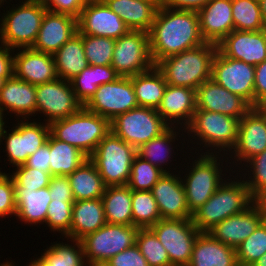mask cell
Here are the masks:
<instances>
[{"instance_id":"5","label":"cell","mask_w":266,"mask_h":266,"mask_svg":"<svg viewBox=\"0 0 266 266\" xmlns=\"http://www.w3.org/2000/svg\"><path fill=\"white\" fill-rule=\"evenodd\" d=\"M192 157V160H194L192 165H187V168H189L185 169L187 174L185 173V176L180 175V177L184 185L189 211L193 214L210 199L225 181L226 172L231 174L227 170L233 171L222 164L224 160L227 164L228 155L221 154L220 156V154H204L201 152L199 156H196L197 159H194L195 156ZM223 167L225 171H223Z\"/></svg>"},{"instance_id":"52","label":"cell","mask_w":266,"mask_h":266,"mask_svg":"<svg viewBox=\"0 0 266 266\" xmlns=\"http://www.w3.org/2000/svg\"><path fill=\"white\" fill-rule=\"evenodd\" d=\"M49 11L79 18L87 0H42Z\"/></svg>"},{"instance_id":"30","label":"cell","mask_w":266,"mask_h":266,"mask_svg":"<svg viewBox=\"0 0 266 266\" xmlns=\"http://www.w3.org/2000/svg\"><path fill=\"white\" fill-rule=\"evenodd\" d=\"M107 223L102 198L73 203L70 239L81 240Z\"/></svg>"},{"instance_id":"24","label":"cell","mask_w":266,"mask_h":266,"mask_svg":"<svg viewBox=\"0 0 266 266\" xmlns=\"http://www.w3.org/2000/svg\"><path fill=\"white\" fill-rule=\"evenodd\" d=\"M77 31L76 18L47 10L31 48L54 55Z\"/></svg>"},{"instance_id":"13","label":"cell","mask_w":266,"mask_h":266,"mask_svg":"<svg viewBox=\"0 0 266 266\" xmlns=\"http://www.w3.org/2000/svg\"><path fill=\"white\" fill-rule=\"evenodd\" d=\"M264 150H266V108L252 107L239 120L237 142L227 154L230 156L228 160L229 158L233 160L228 164L232 165L226 166L232 170L238 166L236 169H239L241 165L243 166L249 159Z\"/></svg>"},{"instance_id":"42","label":"cell","mask_w":266,"mask_h":266,"mask_svg":"<svg viewBox=\"0 0 266 266\" xmlns=\"http://www.w3.org/2000/svg\"><path fill=\"white\" fill-rule=\"evenodd\" d=\"M241 167V169L237 171L235 169L234 171L238 172V174L242 175L241 177L246 180L245 183L251 196L256 201H266V150L253 156ZM242 169L245 173L242 172ZM239 172H242V174ZM247 174L250 176L248 177Z\"/></svg>"},{"instance_id":"54","label":"cell","mask_w":266,"mask_h":266,"mask_svg":"<svg viewBox=\"0 0 266 266\" xmlns=\"http://www.w3.org/2000/svg\"><path fill=\"white\" fill-rule=\"evenodd\" d=\"M21 166H28L50 173V144L46 142L42 147L38 148Z\"/></svg>"},{"instance_id":"7","label":"cell","mask_w":266,"mask_h":266,"mask_svg":"<svg viewBox=\"0 0 266 266\" xmlns=\"http://www.w3.org/2000/svg\"><path fill=\"white\" fill-rule=\"evenodd\" d=\"M0 14V42L12 49L30 48L48 10L42 0H23Z\"/></svg>"},{"instance_id":"18","label":"cell","mask_w":266,"mask_h":266,"mask_svg":"<svg viewBox=\"0 0 266 266\" xmlns=\"http://www.w3.org/2000/svg\"><path fill=\"white\" fill-rule=\"evenodd\" d=\"M77 28L82 35L114 40L130 31L121 17L113 12L103 0H87L77 19Z\"/></svg>"},{"instance_id":"28","label":"cell","mask_w":266,"mask_h":266,"mask_svg":"<svg viewBox=\"0 0 266 266\" xmlns=\"http://www.w3.org/2000/svg\"><path fill=\"white\" fill-rule=\"evenodd\" d=\"M188 266H238L236 249L200 232L194 243Z\"/></svg>"},{"instance_id":"25","label":"cell","mask_w":266,"mask_h":266,"mask_svg":"<svg viewBox=\"0 0 266 266\" xmlns=\"http://www.w3.org/2000/svg\"><path fill=\"white\" fill-rule=\"evenodd\" d=\"M196 109L195 89L167 84L156 110L170 126L185 128L191 122Z\"/></svg>"},{"instance_id":"4","label":"cell","mask_w":266,"mask_h":266,"mask_svg":"<svg viewBox=\"0 0 266 266\" xmlns=\"http://www.w3.org/2000/svg\"><path fill=\"white\" fill-rule=\"evenodd\" d=\"M238 125L237 118L218 112L196 110L191 122L185 127L184 133H187L190 140L187 139V143L191 141L193 143L195 138L197 142L193 144L203 146V149L201 147L197 150L196 155H199V151L204 150V147L207 148L204 154L221 155L223 151L222 154L226 155L231 152L237 142Z\"/></svg>"},{"instance_id":"57","label":"cell","mask_w":266,"mask_h":266,"mask_svg":"<svg viewBox=\"0 0 266 266\" xmlns=\"http://www.w3.org/2000/svg\"><path fill=\"white\" fill-rule=\"evenodd\" d=\"M30 261L31 262L28 264V266H47L43 259L40 256L38 257V255L35 259Z\"/></svg>"},{"instance_id":"50","label":"cell","mask_w":266,"mask_h":266,"mask_svg":"<svg viewBox=\"0 0 266 266\" xmlns=\"http://www.w3.org/2000/svg\"><path fill=\"white\" fill-rule=\"evenodd\" d=\"M48 189L52 201L75 202L68 176H52Z\"/></svg>"},{"instance_id":"21","label":"cell","mask_w":266,"mask_h":266,"mask_svg":"<svg viewBox=\"0 0 266 266\" xmlns=\"http://www.w3.org/2000/svg\"><path fill=\"white\" fill-rule=\"evenodd\" d=\"M226 57L256 66L266 60V29L260 31L233 30L219 44Z\"/></svg>"},{"instance_id":"65","label":"cell","mask_w":266,"mask_h":266,"mask_svg":"<svg viewBox=\"0 0 266 266\" xmlns=\"http://www.w3.org/2000/svg\"><path fill=\"white\" fill-rule=\"evenodd\" d=\"M87 266H90V265H87ZM92 266H104V263H98V264H95V265H92Z\"/></svg>"},{"instance_id":"56","label":"cell","mask_w":266,"mask_h":266,"mask_svg":"<svg viewBox=\"0 0 266 266\" xmlns=\"http://www.w3.org/2000/svg\"><path fill=\"white\" fill-rule=\"evenodd\" d=\"M13 54L14 49L0 42V77L4 80L13 76Z\"/></svg>"},{"instance_id":"23","label":"cell","mask_w":266,"mask_h":266,"mask_svg":"<svg viewBox=\"0 0 266 266\" xmlns=\"http://www.w3.org/2000/svg\"><path fill=\"white\" fill-rule=\"evenodd\" d=\"M18 50V51H17ZM13 75L33 85L43 84L58 78L52 54L30 48L14 49Z\"/></svg>"},{"instance_id":"16","label":"cell","mask_w":266,"mask_h":266,"mask_svg":"<svg viewBox=\"0 0 266 266\" xmlns=\"http://www.w3.org/2000/svg\"><path fill=\"white\" fill-rule=\"evenodd\" d=\"M138 106L131 77L120 76L116 81L100 85L83 107L112 121Z\"/></svg>"},{"instance_id":"37","label":"cell","mask_w":266,"mask_h":266,"mask_svg":"<svg viewBox=\"0 0 266 266\" xmlns=\"http://www.w3.org/2000/svg\"><path fill=\"white\" fill-rule=\"evenodd\" d=\"M75 201L102 198L105 190L102 177L88 158L68 175Z\"/></svg>"},{"instance_id":"15","label":"cell","mask_w":266,"mask_h":266,"mask_svg":"<svg viewBox=\"0 0 266 266\" xmlns=\"http://www.w3.org/2000/svg\"><path fill=\"white\" fill-rule=\"evenodd\" d=\"M35 98L36 115L42 113L45 116L43 121L48 124L67 118L83 107L76 98L71 82L61 78L36 85Z\"/></svg>"},{"instance_id":"47","label":"cell","mask_w":266,"mask_h":266,"mask_svg":"<svg viewBox=\"0 0 266 266\" xmlns=\"http://www.w3.org/2000/svg\"><path fill=\"white\" fill-rule=\"evenodd\" d=\"M74 202L51 201L47 210L46 225L53 232L70 239L72 208Z\"/></svg>"},{"instance_id":"39","label":"cell","mask_w":266,"mask_h":266,"mask_svg":"<svg viewBox=\"0 0 266 266\" xmlns=\"http://www.w3.org/2000/svg\"><path fill=\"white\" fill-rule=\"evenodd\" d=\"M70 241L71 244L60 241L51 243L52 245L47 247L40 257L47 266H87L81 240Z\"/></svg>"},{"instance_id":"40","label":"cell","mask_w":266,"mask_h":266,"mask_svg":"<svg viewBox=\"0 0 266 266\" xmlns=\"http://www.w3.org/2000/svg\"><path fill=\"white\" fill-rule=\"evenodd\" d=\"M234 30L260 31L266 25L258 0H232Z\"/></svg>"},{"instance_id":"27","label":"cell","mask_w":266,"mask_h":266,"mask_svg":"<svg viewBox=\"0 0 266 266\" xmlns=\"http://www.w3.org/2000/svg\"><path fill=\"white\" fill-rule=\"evenodd\" d=\"M36 85L16 78L14 75L4 81L0 89V110L15 114L16 120L36 116ZM31 115V117H30ZM33 115V116H32Z\"/></svg>"},{"instance_id":"8","label":"cell","mask_w":266,"mask_h":266,"mask_svg":"<svg viewBox=\"0 0 266 266\" xmlns=\"http://www.w3.org/2000/svg\"><path fill=\"white\" fill-rule=\"evenodd\" d=\"M137 149L111 131L100 141L89 159L95 164L104 185H127Z\"/></svg>"},{"instance_id":"3","label":"cell","mask_w":266,"mask_h":266,"mask_svg":"<svg viewBox=\"0 0 266 266\" xmlns=\"http://www.w3.org/2000/svg\"><path fill=\"white\" fill-rule=\"evenodd\" d=\"M218 50L216 44L206 42L201 46L160 60L156 67L168 85L197 89L212 78V62Z\"/></svg>"},{"instance_id":"14","label":"cell","mask_w":266,"mask_h":266,"mask_svg":"<svg viewBox=\"0 0 266 266\" xmlns=\"http://www.w3.org/2000/svg\"><path fill=\"white\" fill-rule=\"evenodd\" d=\"M111 66L121 77L150 70L154 63L150 55L149 34L130 30L116 39Z\"/></svg>"},{"instance_id":"2","label":"cell","mask_w":266,"mask_h":266,"mask_svg":"<svg viewBox=\"0 0 266 266\" xmlns=\"http://www.w3.org/2000/svg\"><path fill=\"white\" fill-rule=\"evenodd\" d=\"M234 173L235 171L226 176L227 179L210 199L193 213L192 221L199 232L210 231L219 222L245 211L256 201L251 196L245 180H242L238 173L233 176Z\"/></svg>"},{"instance_id":"55","label":"cell","mask_w":266,"mask_h":266,"mask_svg":"<svg viewBox=\"0 0 266 266\" xmlns=\"http://www.w3.org/2000/svg\"><path fill=\"white\" fill-rule=\"evenodd\" d=\"M210 0H162L161 6L174 10H201Z\"/></svg>"},{"instance_id":"49","label":"cell","mask_w":266,"mask_h":266,"mask_svg":"<svg viewBox=\"0 0 266 266\" xmlns=\"http://www.w3.org/2000/svg\"><path fill=\"white\" fill-rule=\"evenodd\" d=\"M8 215H16L14 179L10 173L0 171V218Z\"/></svg>"},{"instance_id":"31","label":"cell","mask_w":266,"mask_h":266,"mask_svg":"<svg viewBox=\"0 0 266 266\" xmlns=\"http://www.w3.org/2000/svg\"><path fill=\"white\" fill-rule=\"evenodd\" d=\"M103 1L133 31H145L148 33L158 10V7L154 3L142 0Z\"/></svg>"},{"instance_id":"29","label":"cell","mask_w":266,"mask_h":266,"mask_svg":"<svg viewBox=\"0 0 266 266\" xmlns=\"http://www.w3.org/2000/svg\"><path fill=\"white\" fill-rule=\"evenodd\" d=\"M16 218L28 225L46 223L47 210L51 200L48 187L39 190H25L14 181Z\"/></svg>"},{"instance_id":"64","label":"cell","mask_w":266,"mask_h":266,"mask_svg":"<svg viewBox=\"0 0 266 266\" xmlns=\"http://www.w3.org/2000/svg\"><path fill=\"white\" fill-rule=\"evenodd\" d=\"M4 2L7 3L8 1H6V0H0V7H2V6L4 5V4H3ZM1 4H2V5H1Z\"/></svg>"},{"instance_id":"43","label":"cell","mask_w":266,"mask_h":266,"mask_svg":"<svg viewBox=\"0 0 266 266\" xmlns=\"http://www.w3.org/2000/svg\"><path fill=\"white\" fill-rule=\"evenodd\" d=\"M266 253V218L255 231L236 248L238 266H251Z\"/></svg>"},{"instance_id":"41","label":"cell","mask_w":266,"mask_h":266,"mask_svg":"<svg viewBox=\"0 0 266 266\" xmlns=\"http://www.w3.org/2000/svg\"><path fill=\"white\" fill-rule=\"evenodd\" d=\"M133 226L151 228L160 219V211L151 191L132 190Z\"/></svg>"},{"instance_id":"9","label":"cell","mask_w":266,"mask_h":266,"mask_svg":"<svg viewBox=\"0 0 266 266\" xmlns=\"http://www.w3.org/2000/svg\"><path fill=\"white\" fill-rule=\"evenodd\" d=\"M139 228L106 223L81 239L87 265L106 263L116 254L134 246Z\"/></svg>"},{"instance_id":"62","label":"cell","mask_w":266,"mask_h":266,"mask_svg":"<svg viewBox=\"0 0 266 266\" xmlns=\"http://www.w3.org/2000/svg\"><path fill=\"white\" fill-rule=\"evenodd\" d=\"M13 261L12 262H8V260L7 261H5V262H3V263H1L0 262V266H15L14 264H15V262L13 263Z\"/></svg>"},{"instance_id":"11","label":"cell","mask_w":266,"mask_h":266,"mask_svg":"<svg viewBox=\"0 0 266 266\" xmlns=\"http://www.w3.org/2000/svg\"><path fill=\"white\" fill-rule=\"evenodd\" d=\"M33 119L17 120L16 124L8 132L4 128L1 134L0 146L5 142L4 148L6 156L12 167L23 165L29 156H31L38 148L42 147L50 135V125L44 122H36Z\"/></svg>"},{"instance_id":"61","label":"cell","mask_w":266,"mask_h":266,"mask_svg":"<svg viewBox=\"0 0 266 266\" xmlns=\"http://www.w3.org/2000/svg\"><path fill=\"white\" fill-rule=\"evenodd\" d=\"M142 1H147V2L154 3L159 8L161 6V1L162 0H142Z\"/></svg>"},{"instance_id":"44","label":"cell","mask_w":266,"mask_h":266,"mask_svg":"<svg viewBox=\"0 0 266 266\" xmlns=\"http://www.w3.org/2000/svg\"><path fill=\"white\" fill-rule=\"evenodd\" d=\"M136 245L149 266H171L166 249L150 228L139 229Z\"/></svg>"},{"instance_id":"17","label":"cell","mask_w":266,"mask_h":266,"mask_svg":"<svg viewBox=\"0 0 266 266\" xmlns=\"http://www.w3.org/2000/svg\"><path fill=\"white\" fill-rule=\"evenodd\" d=\"M212 79L254 107L255 66L228 58L217 50L212 62Z\"/></svg>"},{"instance_id":"36","label":"cell","mask_w":266,"mask_h":266,"mask_svg":"<svg viewBox=\"0 0 266 266\" xmlns=\"http://www.w3.org/2000/svg\"><path fill=\"white\" fill-rule=\"evenodd\" d=\"M131 81L138 105L157 109L163 98L167 83L156 65L148 71L131 76Z\"/></svg>"},{"instance_id":"60","label":"cell","mask_w":266,"mask_h":266,"mask_svg":"<svg viewBox=\"0 0 266 266\" xmlns=\"http://www.w3.org/2000/svg\"><path fill=\"white\" fill-rule=\"evenodd\" d=\"M251 266H266V253H264L257 261Z\"/></svg>"},{"instance_id":"33","label":"cell","mask_w":266,"mask_h":266,"mask_svg":"<svg viewBox=\"0 0 266 266\" xmlns=\"http://www.w3.org/2000/svg\"><path fill=\"white\" fill-rule=\"evenodd\" d=\"M58 78L70 81L89 66L78 31L53 55Z\"/></svg>"},{"instance_id":"63","label":"cell","mask_w":266,"mask_h":266,"mask_svg":"<svg viewBox=\"0 0 266 266\" xmlns=\"http://www.w3.org/2000/svg\"><path fill=\"white\" fill-rule=\"evenodd\" d=\"M4 79L2 77H0V89L2 88L3 84H4Z\"/></svg>"},{"instance_id":"20","label":"cell","mask_w":266,"mask_h":266,"mask_svg":"<svg viewBox=\"0 0 266 266\" xmlns=\"http://www.w3.org/2000/svg\"><path fill=\"white\" fill-rule=\"evenodd\" d=\"M164 173L152 187L151 193L158 205L161 219H192L180 172ZM175 173V174H174Z\"/></svg>"},{"instance_id":"32","label":"cell","mask_w":266,"mask_h":266,"mask_svg":"<svg viewBox=\"0 0 266 266\" xmlns=\"http://www.w3.org/2000/svg\"><path fill=\"white\" fill-rule=\"evenodd\" d=\"M183 130L185 131V128L183 127L170 126L160 136L155 137L147 143L141 145L137 149V155L144 160L149 161L152 165L156 166L164 173H173L171 170L169 171L171 168L168 165H170L172 161V154L176 153L173 149L176 147L174 143L176 140L178 141L179 138H182V135H184ZM180 131H182V133ZM179 133L181 134L180 136H178ZM165 165L168 166L167 169L165 168Z\"/></svg>"},{"instance_id":"12","label":"cell","mask_w":266,"mask_h":266,"mask_svg":"<svg viewBox=\"0 0 266 266\" xmlns=\"http://www.w3.org/2000/svg\"><path fill=\"white\" fill-rule=\"evenodd\" d=\"M169 256L171 266H188L200 233L192 219H160L150 228Z\"/></svg>"},{"instance_id":"48","label":"cell","mask_w":266,"mask_h":266,"mask_svg":"<svg viewBox=\"0 0 266 266\" xmlns=\"http://www.w3.org/2000/svg\"><path fill=\"white\" fill-rule=\"evenodd\" d=\"M11 173L14 181L25 190H39L48 187L52 175L28 166H17Z\"/></svg>"},{"instance_id":"38","label":"cell","mask_w":266,"mask_h":266,"mask_svg":"<svg viewBox=\"0 0 266 266\" xmlns=\"http://www.w3.org/2000/svg\"><path fill=\"white\" fill-rule=\"evenodd\" d=\"M50 144V174L68 176L88 157L76 147L56 139L51 133L47 139Z\"/></svg>"},{"instance_id":"58","label":"cell","mask_w":266,"mask_h":266,"mask_svg":"<svg viewBox=\"0 0 266 266\" xmlns=\"http://www.w3.org/2000/svg\"><path fill=\"white\" fill-rule=\"evenodd\" d=\"M259 2V7L266 25V0H258Z\"/></svg>"},{"instance_id":"19","label":"cell","mask_w":266,"mask_h":266,"mask_svg":"<svg viewBox=\"0 0 266 266\" xmlns=\"http://www.w3.org/2000/svg\"><path fill=\"white\" fill-rule=\"evenodd\" d=\"M266 218V201H255L245 211L216 224L208 233L219 242L237 248Z\"/></svg>"},{"instance_id":"22","label":"cell","mask_w":266,"mask_h":266,"mask_svg":"<svg viewBox=\"0 0 266 266\" xmlns=\"http://www.w3.org/2000/svg\"><path fill=\"white\" fill-rule=\"evenodd\" d=\"M196 110L218 112L240 120L252 107L212 78L196 89Z\"/></svg>"},{"instance_id":"46","label":"cell","mask_w":266,"mask_h":266,"mask_svg":"<svg viewBox=\"0 0 266 266\" xmlns=\"http://www.w3.org/2000/svg\"><path fill=\"white\" fill-rule=\"evenodd\" d=\"M83 45L89 65H111L115 47L114 39L83 35Z\"/></svg>"},{"instance_id":"10","label":"cell","mask_w":266,"mask_h":266,"mask_svg":"<svg viewBox=\"0 0 266 266\" xmlns=\"http://www.w3.org/2000/svg\"><path fill=\"white\" fill-rule=\"evenodd\" d=\"M111 132L138 149L144 143L160 136L170 125L156 109L138 106L110 121Z\"/></svg>"},{"instance_id":"59","label":"cell","mask_w":266,"mask_h":266,"mask_svg":"<svg viewBox=\"0 0 266 266\" xmlns=\"http://www.w3.org/2000/svg\"><path fill=\"white\" fill-rule=\"evenodd\" d=\"M4 116H5L4 113L0 110V139H1V134L3 133L4 128H7V125H5L6 124L5 123L6 117H4Z\"/></svg>"},{"instance_id":"51","label":"cell","mask_w":266,"mask_h":266,"mask_svg":"<svg viewBox=\"0 0 266 266\" xmlns=\"http://www.w3.org/2000/svg\"><path fill=\"white\" fill-rule=\"evenodd\" d=\"M106 264L109 266H149L136 244L116 254Z\"/></svg>"},{"instance_id":"53","label":"cell","mask_w":266,"mask_h":266,"mask_svg":"<svg viewBox=\"0 0 266 266\" xmlns=\"http://www.w3.org/2000/svg\"><path fill=\"white\" fill-rule=\"evenodd\" d=\"M254 107L266 108V60L255 66Z\"/></svg>"},{"instance_id":"45","label":"cell","mask_w":266,"mask_h":266,"mask_svg":"<svg viewBox=\"0 0 266 266\" xmlns=\"http://www.w3.org/2000/svg\"><path fill=\"white\" fill-rule=\"evenodd\" d=\"M164 172L149 161L136 155L130 172V178L127 186L131 190L151 191L152 187L163 176Z\"/></svg>"},{"instance_id":"1","label":"cell","mask_w":266,"mask_h":266,"mask_svg":"<svg viewBox=\"0 0 266 266\" xmlns=\"http://www.w3.org/2000/svg\"><path fill=\"white\" fill-rule=\"evenodd\" d=\"M148 34L154 65L166 57L206 43L200 32L196 11L174 10L164 6L158 8Z\"/></svg>"},{"instance_id":"6","label":"cell","mask_w":266,"mask_h":266,"mask_svg":"<svg viewBox=\"0 0 266 266\" xmlns=\"http://www.w3.org/2000/svg\"><path fill=\"white\" fill-rule=\"evenodd\" d=\"M50 133L58 140L66 142L88 158L100 141L111 131L110 121L82 107L67 118L52 121Z\"/></svg>"},{"instance_id":"34","label":"cell","mask_w":266,"mask_h":266,"mask_svg":"<svg viewBox=\"0 0 266 266\" xmlns=\"http://www.w3.org/2000/svg\"><path fill=\"white\" fill-rule=\"evenodd\" d=\"M109 224L132 225V190L127 185L107 186L102 196Z\"/></svg>"},{"instance_id":"35","label":"cell","mask_w":266,"mask_h":266,"mask_svg":"<svg viewBox=\"0 0 266 266\" xmlns=\"http://www.w3.org/2000/svg\"><path fill=\"white\" fill-rule=\"evenodd\" d=\"M119 77L111 65H89L70 82L76 98L84 106L100 85L116 81Z\"/></svg>"},{"instance_id":"26","label":"cell","mask_w":266,"mask_h":266,"mask_svg":"<svg viewBox=\"0 0 266 266\" xmlns=\"http://www.w3.org/2000/svg\"><path fill=\"white\" fill-rule=\"evenodd\" d=\"M197 13L205 42L217 45L234 30L232 0H210Z\"/></svg>"}]
</instances>
